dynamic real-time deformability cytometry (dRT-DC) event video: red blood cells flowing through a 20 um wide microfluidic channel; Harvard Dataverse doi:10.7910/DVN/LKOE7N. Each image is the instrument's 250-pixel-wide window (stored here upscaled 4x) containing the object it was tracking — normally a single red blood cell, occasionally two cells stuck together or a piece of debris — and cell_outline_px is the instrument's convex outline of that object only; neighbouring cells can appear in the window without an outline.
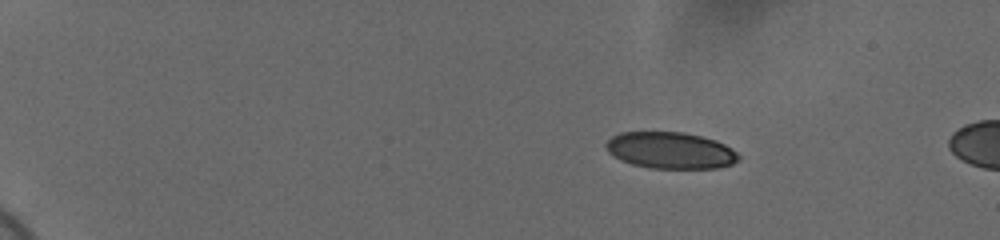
{"species": "human", "species_latin": "Homo sapiens", "temperature_condition": "cold", "stored_images_in_passage": 7, "camera_frame_rate_fps": 3000, "um_per_image_px": 0.085, "donor": {"sex": "female"}, "frame": {"image": 1, "passage_image": 1, "time_ms": 0.0, "image_size_px": [1000, 240], "cell_outline_px": [[740, 160], [732, 164], [716, 168], [648, 168], [632, 164], [620, 160], [608, 152], [604, 144], [612, 136], [620, 132], [684, 132], [716, 140], [732, 148], [740, 156]], "centroid_in_image_um": [56.98, 12.78], "position_along_channel_um": 28.0, "area_um2": 28.38}}